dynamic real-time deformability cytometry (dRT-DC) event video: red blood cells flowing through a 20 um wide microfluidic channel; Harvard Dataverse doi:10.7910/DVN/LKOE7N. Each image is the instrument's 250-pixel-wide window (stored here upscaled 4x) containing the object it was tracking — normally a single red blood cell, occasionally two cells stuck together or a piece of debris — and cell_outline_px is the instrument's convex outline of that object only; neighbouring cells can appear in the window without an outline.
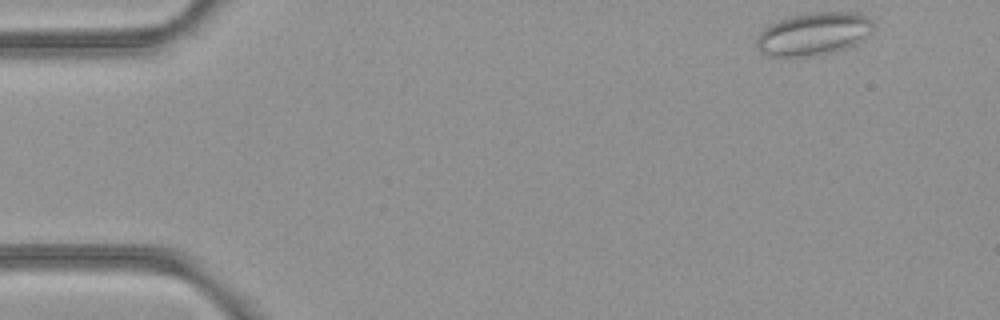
{"species": "common noctule bat (a hibernating species)", "species_latin": "Nyctalus noctula", "temperature_condition": "room temperature", "stored_images_in_passage": 49, "camera_frame_rate_fps": 3000, "um_per_image_px": 0.085, "animal": {"sex": "female", "body_mass_g": 21.9}, "frame": {"image": 1, "passage_image": 1, "time_ms": 0.0, "image_size_px": [1000, 320], "cell_outline_px": [[872, 28], [856, 44], [832, 52], [808, 56], [768, 56], [760, 52], [756, 44], [756, 36], [768, 24], [792, 16], [808, 12], [852, 12], [868, 16], [872, 20]], "centroid_in_image_um": [69.1, 2.87], "position_along_channel_um": 15.9, "area_um2": 28.9}}
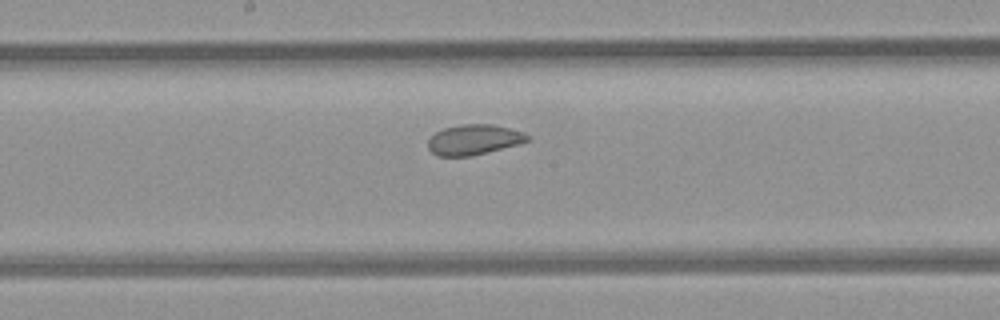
{"frame": {"image": 2, "passage_image": 24, "time_ms": 7.667, "image_size_px": [1000, 320], "cell_outline_px": [[532, 136], [528, 140], [520, 144], [472, 156], [436, 156], [428, 148], [428, 140], [436, 132], [444, 128], [460, 124], [492, 124], [524, 132]], "centroid_in_image_um": [40.3, 11.87], "position_along_channel_um": 207.9, "area_um2": 17.63}}
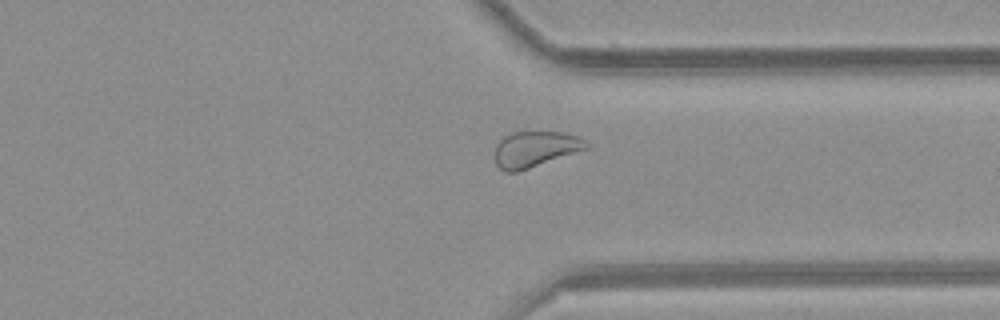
{"frame": {"image": 3, "passage_image": 36, "time_ms": 11.667, "image_size_px": [1000, 320], "cell_outline_px": [[588, 148], [516, 172], [504, 172], [496, 164], [496, 144], [504, 136], [512, 132], [560, 132], [576, 136], [584, 140], [588, 144]], "centroid_in_image_um": [45.45, 12.67], "position_along_channel_um": 366.0, "area_um2": 18.67}, "authors_computed_cell_mechanics": {"area_um2": 21.2704, "velocity_mm_per_s": 3.9712, "shape_relaxation_time_tau1_ms": null, "shape_relaxation_time_tau2_ms": 1.5181, "deformation_change_tau1": null, "deformation_change_tau2": 0.0592}}